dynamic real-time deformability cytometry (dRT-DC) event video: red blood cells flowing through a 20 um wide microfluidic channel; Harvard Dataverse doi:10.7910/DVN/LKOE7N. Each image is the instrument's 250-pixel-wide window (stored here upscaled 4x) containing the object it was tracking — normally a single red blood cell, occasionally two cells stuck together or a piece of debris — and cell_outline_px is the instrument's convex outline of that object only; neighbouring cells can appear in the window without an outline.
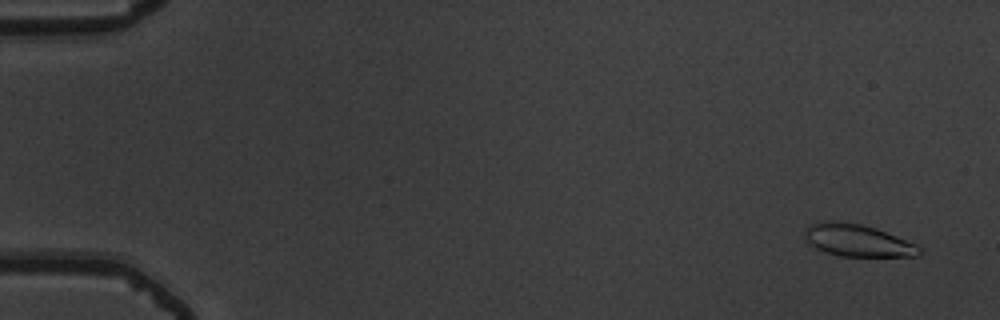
{"species": "common noctule bat (a hibernating species)", "species_latin": "Nyctalus noctula", "temperature_condition": "warm", "stored_images_in_passage": 55, "camera_frame_rate_fps": 3000, "um_per_image_px": 0.085, "animal": {"sex": "male", "body_mass_g": 19.5, "forearm_length_mm": 54.6}, "frame": {"image": 1, "passage_image": 3, "time_ms": 0.667, "image_size_px": [1000, 320], "cell_outline_px": [[920, 252], [916, 256], [840, 256], [824, 252], [816, 248], [804, 240], [804, 232], [808, 224], [824, 220], [836, 220], [860, 224], [876, 228], [916, 244], [920, 248]], "centroid_in_image_um": [72.81, 20.42], "position_along_channel_um": 12.2, "area_um2": 21.62}}
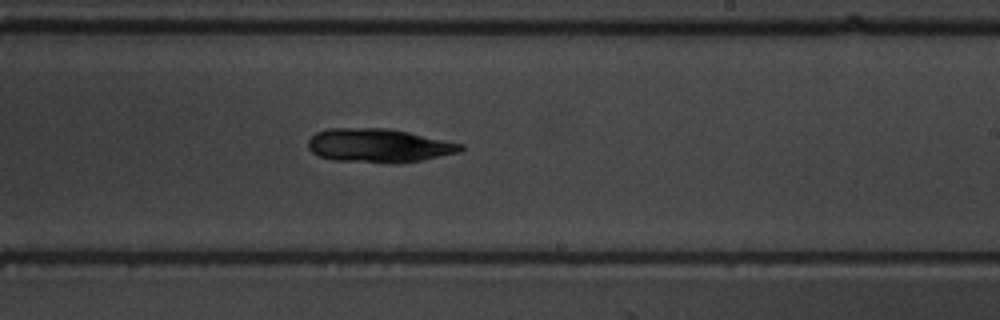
{"frame": {"image": 2, "passage_image": 34, "time_ms": 11.0, "image_size_px": [1000, 320], "cell_outline_px": [[464, 148], [460, 152], [400, 164], [384, 164], [332, 160], [320, 156], [312, 152], [308, 148], [308, 140], [316, 132], [328, 128], [388, 128], [408, 132], [464, 144]], "centroid_in_image_um": [32.18, 12.39], "position_along_channel_um": 256.8, "area_um2": 30.35}}
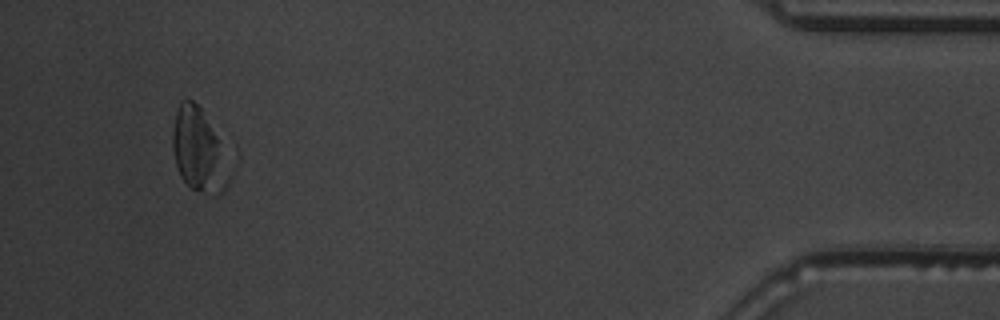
{"frame": {"image": 3, "passage_image": 52, "time_ms": 17.0, "image_size_px": [1000, 320], "cell_outline_px": [[236, 148], [228, 184], [224, 192], [216, 196], [212, 196], [192, 188], [180, 176], [176, 164], [172, 148], [172, 132], [176, 112], [180, 100], [184, 96], [188, 96], [236, 144]], "centroid_in_image_um": [17.13, 12.71], "position_along_channel_um": 418.1, "area_um2": 31.04}, "authors_computed_cell_mechanics": {"area_um2": 27.8596, "velocity_mm_per_s": 3.7608, "shape_relaxation_time_tau1_ms": 2.1482, "shape_relaxation_time_tau2_ms": null, "deformation_change_tau1": 0.0891, "deformation_change_tau2": null}}